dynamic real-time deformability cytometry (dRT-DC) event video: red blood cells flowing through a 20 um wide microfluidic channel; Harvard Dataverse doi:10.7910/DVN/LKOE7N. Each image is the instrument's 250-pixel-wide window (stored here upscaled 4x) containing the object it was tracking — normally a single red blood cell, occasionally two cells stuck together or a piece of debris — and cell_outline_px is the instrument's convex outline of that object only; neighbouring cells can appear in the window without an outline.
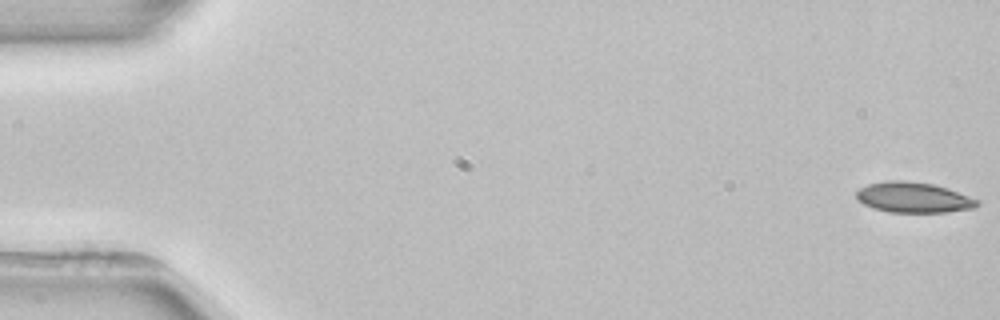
{"species": "common noctule bat (a hibernating species)", "species_latin": "Nyctalus noctula", "temperature_condition": "room temperature", "stored_images_in_passage": 4, "camera_frame_rate_fps": 3000, "um_per_image_px": 0.085, "animal": {"sex": "female", "body_mass_g": 22.7, "forearm_length_mm": 54.2}, "frame": {"image": 1, "passage_image": 1, "time_ms": 0.0, "image_size_px": [1000, 320], "cell_outline_px": [[980, 204], [976, 208], [944, 212], [888, 212], [872, 208], [856, 200], [856, 192], [860, 188], [868, 184], [888, 180], [908, 180], [932, 184], [948, 188], [980, 200]], "centroid_in_image_um": [77.65, 16.78], "position_along_channel_um": 7.4, "area_um2": 21.68}}
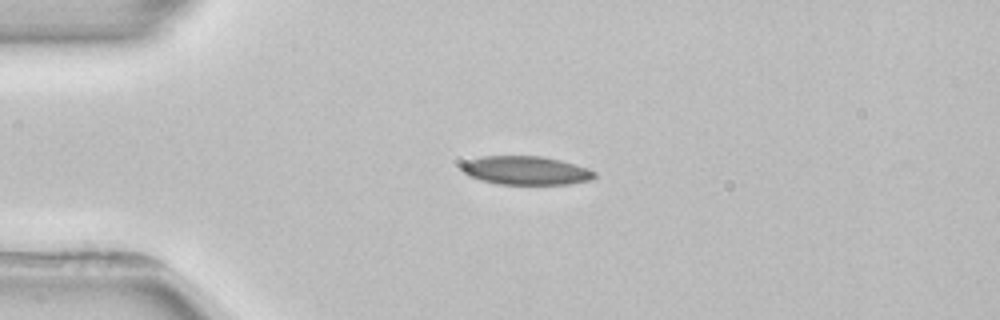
{"frame": {"image": 2, "passage_image": 4, "time_ms": 4.0, "image_size_px": [1000, 320], "cell_outline_px": [[596, 176], [592, 180], [568, 184], [496, 184], [480, 180], [468, 176], [460, 168], [460, 164], [468, 160], [480, 156], [540, 156], [560, 160], [596, 172]], "centroid_in_image_um": [44.64, 14.49], "position_along_channel_um": 40.4, "area_um2": 22.14}}